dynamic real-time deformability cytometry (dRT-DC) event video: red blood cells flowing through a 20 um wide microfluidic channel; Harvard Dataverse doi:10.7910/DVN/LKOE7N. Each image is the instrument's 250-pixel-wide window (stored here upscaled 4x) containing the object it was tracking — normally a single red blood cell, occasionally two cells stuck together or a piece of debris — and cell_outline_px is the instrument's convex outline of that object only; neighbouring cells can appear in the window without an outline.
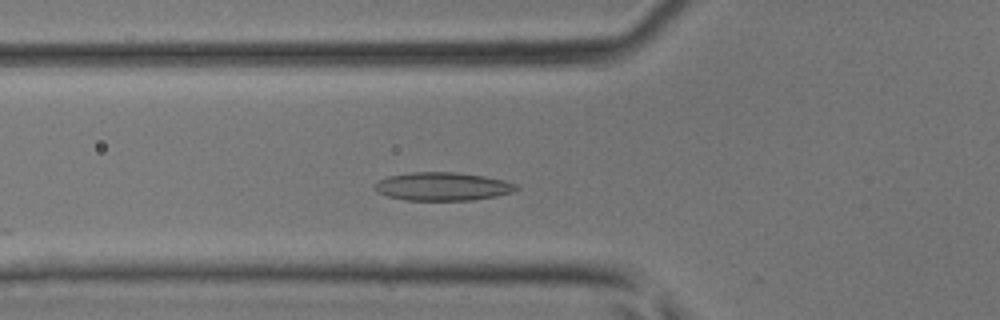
{"species": "common noctule bat (a hibernating species)", "species_latin": "Nyctalus noctula", "temperature_condition": "room temperature", "stored_images_in_passage": 42, "segment_of_instrument_passage": [1, 2], "camera_frame_rate_fps": 3000, "um_per_image_px": 0.085, "animal": {"sex": "male", "body_mass_g": 17.9, "forearm_length_mm": 54.2}, "frame": {"image": 1, "passage_image": 12, "time_ms": 3.667, "image_size_px": [1000, 320], "cell_outline_px": [[520, 188], [512, 192], [496, 196], [472, 200], [404, 200], [388, 196], [376, 192], [372, 188], [372, 184], [376, 180], [388, 176], [412, 172], [456, 172], [484, 176], [504, 180], [516, 184]], "centroid_in_image_um": [37.56, 15.84], "position_along_channel_um": 88.2, "area_um2": 23.58}}
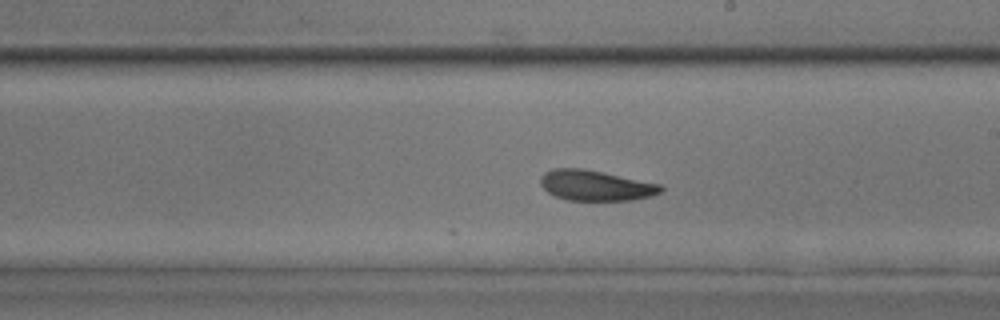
{"frame": {"image": 2, "passage_image": 22, "time_ms": 7.0, "image_size_px": [1000, 320], "cell_outline_px": [[664, 188], [660, 192], [652, 196], [632, 200], [568, 200], [556, 196], [548, 192], [540, 184], [540, 176], [544, 172], [552, 168], [584, 168], [660, 184]], "centroid_in_image_um": [50.61, 15.75], "position_along_channel_um": 238.4, "area_um2": 21.33}}
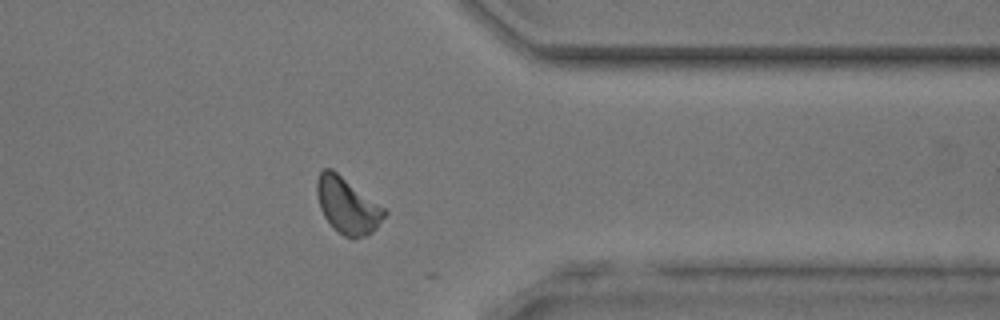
{"frame": {"image": 3, "passage_image": 32, "time_ms": 10.333, "image_size_px": [1000, 320], "cell_outline_px": [[388, 212], [376, 228], [372, 232], [364, 236], [352, 240], [344, 236], [324, 216], [320, 208], [316, 192], [316, 180], [320, 172], [324, 168], [332, 168], [388, 208]], "centroid_in_image_um": [29.57, 17.44], "position_along_channel_um": 381.8, "area_um2": 22.43}}